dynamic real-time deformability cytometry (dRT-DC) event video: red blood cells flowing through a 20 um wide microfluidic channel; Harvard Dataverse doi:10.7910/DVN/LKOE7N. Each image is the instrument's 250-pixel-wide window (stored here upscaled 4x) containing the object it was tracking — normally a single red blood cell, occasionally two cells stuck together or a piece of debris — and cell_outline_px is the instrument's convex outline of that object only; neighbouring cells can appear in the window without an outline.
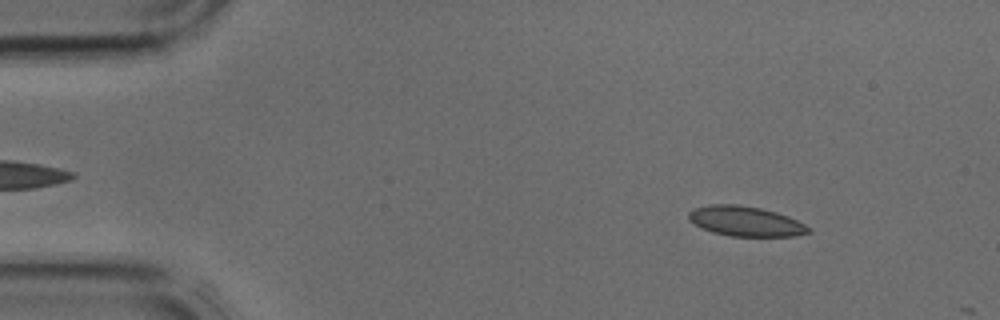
{"species": "common noctule bat (a hibernating species)", "species_latin": "Nyctalus noctula", "temperature_condition": "cold", "stored_images_in_passage": 7, "camera_frame_rate_fps": 3000, "um_per_image_px": 0.085, "animal": {"sex": "male", "body_mass_g": 17.9, "forearm_length_mm": 54.2}, "frame": {"image": 1, "passage_image": 4, "time_ms": 1.0, "image_size_px": [1000, 320], "cell_outline_px": [[812, 232], [796, 236], [732, 236], [712, 232], [688, 220], [688, 212], [692, 208], [708, 204], [736, 204], [760, 208], [776, 212], [788, 216], [812, 228]], "centroid_in_image_um": [63.37, 18.8], "position_along_channel_um": 21.6, "area_um2": 20.98}}